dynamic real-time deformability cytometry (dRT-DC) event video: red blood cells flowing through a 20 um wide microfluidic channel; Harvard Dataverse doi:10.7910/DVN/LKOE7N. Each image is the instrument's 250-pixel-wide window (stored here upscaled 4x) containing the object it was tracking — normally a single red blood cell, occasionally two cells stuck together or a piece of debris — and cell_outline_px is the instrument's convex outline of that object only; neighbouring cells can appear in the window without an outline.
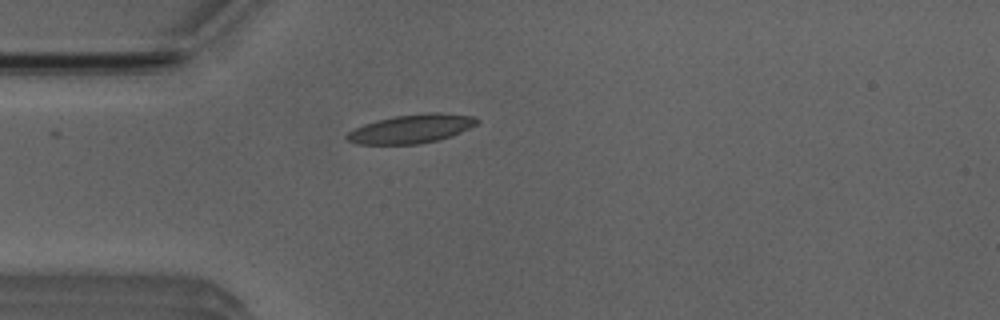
{"species": "Egyptian fruit bat (a non-hibernating species)", "species_latin": "Rousettus aegyptiacus", "temperature_condition": "room temperature", "stored_images_in_passage": 5, "camera_frame_rate_fps": 3000, "um_per_image_px": 0.085, "animal": {"sex": "male"}, "frame": {"image": 1, "passage_image": 5, "time_ms": 4.667, "image_size_px": [1000, 320], "cell_outline_px": [[480, 120], [476, 124], [452, 136], [436, 140], [416, 144], [356, 144], [348, 140], [344, 136], [348, 132], [364, 124], [376, 120], [392, 116], [424, 112], [440, 112], [476, 116]], "centroid_in_image_um": [34.97, 10.93], "position_along_channel_um": 50.0, "area_um2": 21.91}}